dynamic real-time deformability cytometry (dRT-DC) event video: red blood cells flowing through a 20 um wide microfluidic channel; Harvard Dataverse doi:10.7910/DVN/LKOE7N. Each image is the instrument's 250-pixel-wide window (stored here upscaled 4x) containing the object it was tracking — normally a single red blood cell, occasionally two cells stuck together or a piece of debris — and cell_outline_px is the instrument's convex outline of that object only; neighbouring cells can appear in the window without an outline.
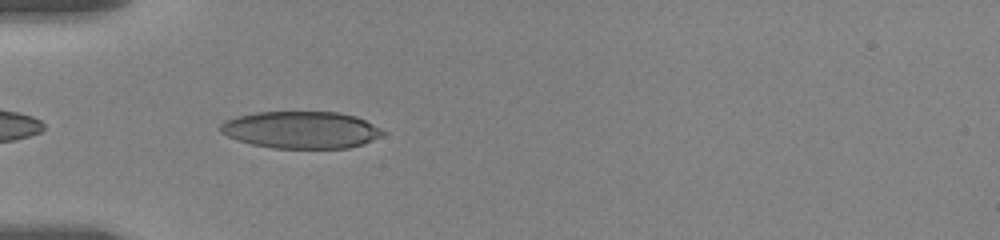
{"species": "human", "species_latin": "Homo sapiens", "temperature_condition": "room temperature", "stored_images_in_passage": 33, "camera_frame_rate_fps": 3000, "um_per_image_px": 0.085, "donor": {"sex": "female"}, "frame": {"image": 1, "passage_image": 1, "time_ms": 0.0, "image_size_px": [1000, 240], "cell_outline_px": [[388, 132], [384, 136], [364, 144], [348, 148], [272, 148], [252, 144], [236, 140], [220, 132], [220, 124], [224, 120], [236, 116], [256, 112], [340, 112], [356, 116]], "centroid_in_image_um": [25.61, 11.04], "position_along_channel_um": 59.4, "area_um2": 35.43}}
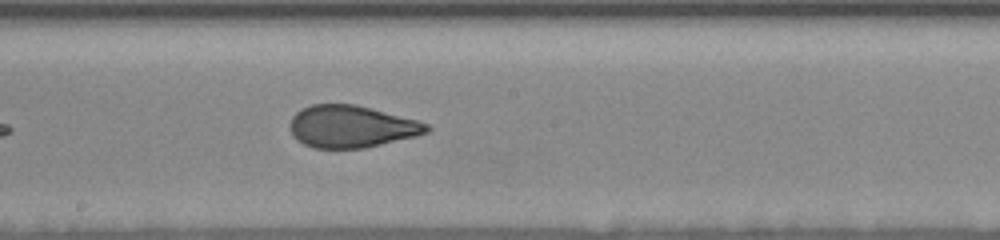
{"frame": {"image": 2, "passage_image": 12, "time_ms": 4.667, "image_size_px": [1000, 240], "cell_outline_px": [[432, 128], [428, 132], [416, 136], [364, 148], [312, 148], [296, 140], [292, 136], [288, 124], [292, 116], [300, 108], [312, 104], [356, 104], [416, 120], [428, 124]], "centroid_in_image_um": [29.82, 10.75], "position_along_channel_um": 218.4, "area_um2": 33.76}}
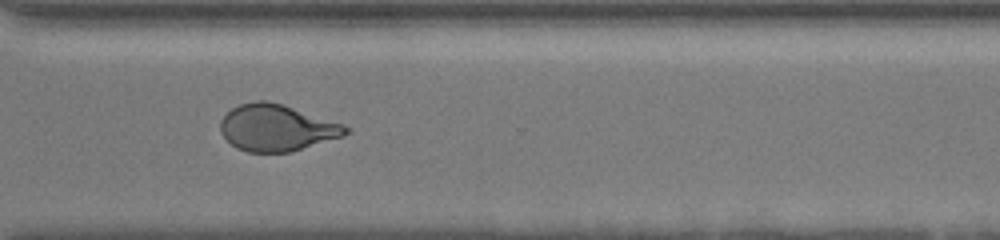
{"frame": {"image": 3, "passage_image": 21, "time_ms": 8.333, "image_size_px": [1000, 240], "cell_outline_px": [[352, 132], [344, 136], [292, 152], [248, 152], [236, 148], [220, 132], [220, 120], [232, 108], [240, 104], [256, 100], [268, 100], [344, 124], [352, 128]], "centroid_in_image_um": [23.55, 10.87], "position_along_channel_um": 347.0, "area_um2": 34.1}, "authors_computed_cell_mechanics": {"area_um2": 34.2176, "velocity_mm_per_s": 3.5271, "shape_relaxation_time_tau1_ms": 5.009, "shape_relaxation_time_tau2_ms": 0.9888, "deformation_change_tau1": 0.1694, "deformation_change_tau2": 0.0811}}